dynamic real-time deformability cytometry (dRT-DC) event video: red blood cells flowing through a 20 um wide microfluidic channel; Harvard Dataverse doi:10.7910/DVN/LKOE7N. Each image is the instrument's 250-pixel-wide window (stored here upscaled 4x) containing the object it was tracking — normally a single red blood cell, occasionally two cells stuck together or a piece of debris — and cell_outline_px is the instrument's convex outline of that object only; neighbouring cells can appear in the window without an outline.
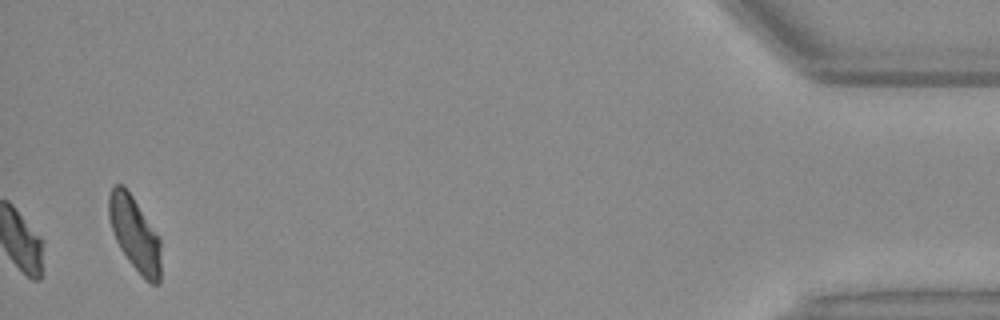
{"species": "Egyptian fruit bat (a non-hibernating species)", "species_latin": "Rousettus aegyptiacus", "temperature_condition": "warm", "stored_images_in_passage": 34, "camera_frame_rate_fps": 3000, "um_per_image_px": 0.085, "animal": {"sex": "female"}, "frame": {"image": 1, "passage_image": 34, "time_ms": 11.0, "image_size_px": [1000, 320], "cell_outline_px": [[160, 284], [152, 284], [144, 280], [128, 260], [120, 248], [116, 240], [108, 216], [108, 196], [112, 188], [116, 184], [124, 184], [160, 236]], "centroid_in_image_um": [11.46, 19.88], "position_along_channel_um": 423.7, "area_um2": 22.66}, "authors_computed_cell_mechanics": {"area_um2": 17.918, "velocity_mm_per_s": 4.1541, "shape_relaxation_time_tau1_ms": 6.0827, "shape_relaxation_time_tau2_ms": 3.0783, "deformation_change_tau1": 0.1484, "deformation_change_tau2": 0.0826}}